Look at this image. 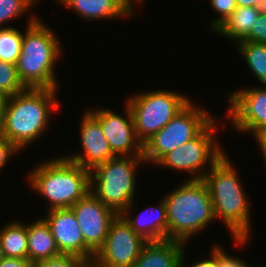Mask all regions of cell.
I'll return each instance as SVG.
<instances>
[{
    "instance_id": "cell-2",
    "label": "cell",
    "mask_w": 266,
    "mask_h": 267,
    "mask_svg": "<svg viewBox=\"0 0 266 267\" xmlns=\"http://www.w3.org/2000/svg\"><path fill=\"white\" fill-rule=\"evenodd\" d=\"M57 93L58 89L27 88L10 96L0 125L1 135L22 153L51 126V114L60 107Z\"/></svg>"
},
{
    "instance_id": "cell-7",
    "label": "cell",
    "mask_w": 266,
    "mask_h": 267,
    "mask_svg": "<svg viewBox=\"0 0 266 267\" xmlns=\"http://www.w3.org/2000/svg\"><path fill=\"white\" fill-rule=\"evenodd\" d=\"M190 101L185 94L167 89L135 93L125 100L132 113L136 136L142 144L160 131Z\"/></svg>"
},
{
    "instance_id": "cell-30",
    "label": "cell",
    "mask_w": 266,
    "mask_h": 267,
    "mask_svg": "<svg viewBox=\"0 0 266 267\" xmlns=\"http://www.w3.org/2000/svg\"><path fill=\"white\" fill-rule=\"evenodd\" d=\"M20 152L12 142H9L3 135H0V171L3 170L10 157L19 155Z\"/></svg>"
},
{
    "instance_id": "cell-25",
    "label": "cell",
    "mask_w": 266,
    "mask_h": 267,
    "mask_svg": "<svg viewBox=\"0 0 266 267\" xmlns=\"http://www.w3.org/2000/svg\"><path fill=\"white\" fill-rule=\"evenodd\" d=\"M26 89L18 76L16 64L0 60V91L10 97Z\"/></svg>"
},
{
    "instance_id": "cell-20",
    "label": "cell",
    "mask_w": 266,
    "mask_h": 267,
    "mask_svg": "<svg viewBox=\"0 0 266 267\" xmlns=\"http://www.w3.org/2000/svg\"><path fill=\"white\" fill-rule=\"evenodd\" d=\"M259 15L255 7H237L213 32L237 44L248 36Z\"/></svg>"
},
{
    "instance_id": "cell-9",
    "label": "cell",
    "mask_w": 266,
    "mask_h": 267,
    "mask_svg": "<svg viewBox=\"0 0 266 267\" xmlns=\"http://www.w3.org/2000/svg\"><path fill=\"white\" fill-rule=\"evenodd\" d=\"M192 100L160 131L143 144L145 163L156 164L164 155L195 138L214 118Z\"/></svg>"
},
{
    "instance_id": "cell-24",
    "label": "cell",
    "mask_w": 266,
    "mask_h": 267,
    "mask_svg": "<svg viewBox=\"0 0 266 267\" xmlns=\"http://www.w3.org/2000/svg\"><path fill=\"white\" fill-rule=\"evenodd\" d=\"M38 0H0V28H9L6 26L14 18H22L26 11H31L33 6L38 4ZM6 23V25H5Z\"/></svg>"
},
{
    "instance_id": "cell-32",
    "label": "cell",
    "mask_w": 266,
    "mask_h": 267,
    "mask_svg": "<svg viewBox=\"0 0 266 267\" xmlns=\"http://www.w3.org/2000/svg\"><path fill=\"white\" fill-rule=\"evenodd\" d=\"M33 263L28 259L3 257L0 267H33Z\"/></svg>"
},
{
    "instance_id": "cell-33",
    "label": "cell",
    "mask_w": 266,
    "mask_h": 267,
    "mask_svg": "<svg viewBox=\"0 0 266 267\" xmlns=\"http://www.w3.org/2000/svg\"><path fill=\"white\" fill-rule=\"evenodd\" d=\"M237 7H255L262 14H266V0H235Z\"/></svg>"
},
{
    "instance_id": "cell-22",
    "label": "cell",
    "mask_w": 266,
    "mask_h": 267,
    "mask_svg": "<svg viewBox=\"0 0 266 267\" xmlns=\"http://www.w3.org/2000/svg\"><path fill=\"white\" fill-rule=\"evenodd\" d=\"M235 46L261 86L266 85V44L240 41Z\"/></svg>"
},
{
    "instance_id": "cell-19",
    "label": "cell",
    "mask_w": 266,
    "mask_h": 267,
    "mask_svg": "<svg viewBox=\"0 0 266 267\" xmlns=\"http://www.w3.org/2000/svg\"><path fill=\"white\" fill-rule=\"evenodd\" d=\"M28 260L34 265L42 260L61 255L46 221L40 219L27 223Z\"/></svg>"
},
{
    "instance_id": "cell-16",
    "label": "cell",
    "mask_w": 266,
    "mask_h": 267,
    "mask_svg": "<svg viewBox=\"0 0 266 267\" xmlns=\"http://www.w3.org/2000/svg\"><path fill=\"white\" fill-rule=\"evenodd\" d=\"M87 21L129 18L135 13L131 0H56Z\"/></svg>"
},
{
    "instance_id": "cell-4",
    "label": "cell",
    "mask_w": 266,
    "mask_h": 267,
    "mask_svg": "<svg viewBox=\"0 0 266 267\" xmlns=\"http://www.w3.org/2000/svg\"><path fill=\"white\" fill-rule=\"evenodd\" d=\"M27 174V184L47 200L46 209L71 208L90 192V170L60 155L42 161Z\"/></svg>"
},
{
    "instance_id": "cell-10",
    "label": "cell",
    "mask_w": 266,
    "mask_h": 267,
    "mask_svg": "<svg viewBox=\"0 0 266 267\" xmlns=\"http://www.w3.org/2000/svg\"><path fill=\"white\" fill-rule=\"evenodd\" d=\"M146 242L119 214L110 224L105 242L93 261L99 267H131Z\"/></svg>"
},
{
    "instance_id": "cell-28",
    "label": "cell",
    "mask_w": 266,
    "mask_h": 267,
    "mask_svg": "<svg viewBox=\"0 0 266 267\" xmlns=\"http://www.w3.org/2000/svg\"><path fill=\"white\" fill-rule=\"evenodd\" d=\"M243 41L266 44V14L260 13L248 36Z\"/></svg>"
},
{
    "instance_id": "cell-37",
    "label": "cell",
    "mask_w": 266,
    "mask_h": 267,
    "mask_svg": "<svg viewBox=\"0 0 266 267\" xmlns=\"http://www.w3.org/2000/svg\"><path fill=\"white\" fill-rule=\"evenodd\" d=\"M134 4H135V6H136V4L138 5V3H139V5L141 4V3H143V1L144 0H131Z\"/></svg>"
},
{
    "instance_id": "cell-3",
    "label": "cell",
    "mask_w": 266,
    "mask_h": 267,
    "mask_svg": "<svg viewBox=\"0 0 266 267\" xmlns=\"http://www.w3.org/2000/svg\"><path fill=\"white\" fill-rule=\"evenodd\" d=\"M29 18L16 63L18 76L26 88L58 89L54 70L56 62L62 57L61 42L37 14L31 13Z\"/></svg>"
},
{
    "instance_id": "cell-14",
    "label": "cell",
    "mask_w": 266,
    "mask_h": 267,
    "mask_svg": "<svg viewBox=\"0 0 266 267\" xmlns=\"http://www.w3.org/2000/svg\"><path fill=\"white\" fill-rule=\"evenodd\" d=\"M43 219L48 224L61 254L75 255L86 261L94 260L95 253L84 243L77 219L71 208L46 211Z\"/></svg>"
},
{
    "instance_id": "cell-27",
    "label": "cell",
    "mask_w": 266,
    "mask_h": 267,
    "mask_svg": "<svg viewBox=\"0 0 266 267\" xmlns=\"http://www.w3.org/2000/svg\"><path fill=\"white\" fill-rule=\"evenodd\" d=\"M85 259L69 254H61L57 257L42 260L35 264L36 267H81Z\"/></svg>"
},
{
    "instance_id": "cell-8",
    "label": "cell",
    "mask_w": 266,
    "mask_h": 267,
    "mask_svg": "<svg viewBox=\"0 0 266 267\" xmlns=\"http://www.w3.org/2000/svg\"><path fill=\"white\" fill-rule=\"evenodd\" d=\"M217 119L215 117L195 138L164 155L155 166H164L173 171L192 175L186 180H201L226 153L216 139L218 136H215L221 127L218 126L220 123Z\"/></svg>"
},
{
    "instance_id": "cell-11",
    "label": "cell",
    "mask_w": 266,
    "mask_h": 267,
    "mask_svg": "<svg viewBox=\"0 0 266 267\" xmlns=\"http://www.w3.org/2000/svg\"><path fill=\"white\" fill-rule=\"evenodd\" d=\"M227 99L228 119L234 130L252 136L266 130V85L231 91Z\"/></svg>"
},
{
    "instance_id": "cell-18",
    "label": "cell",
    "mask_w": 266,
    "mask_h": 267,
    "mask_svg": "<svg viewBox=\"0 0 266 267\" xmlns=\"http://www.w3.org/2000/svg\"><path fill=\"white\" fill-rule=\"evenodd\" d=\"M185 248L178 240L147 241L131 267H181Z\"/></svg>"
},
{
    "instance_id": "cell-21",
    "label": "cell",
    "mask_w": 266,
    "mask_h": 267,
    "mask_svg": "<svg viewBox=\"0 0 266 267\" xmlns=\"http://www.w3.org/2000/svg\"><path fill=\"white\" fill-rule=\"evenodd\" d=\"M0 247L3 257L28 259L27 224L10 221L0 228Z\"/></svg>"
},
{
    "instance_id": "cell-17",
    "label": "cell",
    "mask_w": 266,
    "mask_h": 267,
    "mask_svg": "<svg viewBox=\"0 0 266 267\" xmlns=\"http://www.w3.org/2000/svg\"><path fill=\"white\" fill-rule=\"evenodd\" d=\"M132 204L121 214L131 225L133 231L141 235L146 241H159L168 239V224L166 205L162 198L156 206L143 209L134 217ZM133 215V217L131 216Z\"/></svg>"
},
{
    "instance_id": "cell-23",
    "label": "cell",
    "mask_w": 266,
    "mask_h": 267,
    "mask_svg": "<svg viewBox=\"0 0 266 267\" xmlns=\"http://www.w3.org/2000/svg\"><path fill=\"white\" fill-rule=\"evenodd\" d=\"M23 33L17 27L0 28V60L16 64L21 54Z\"/></svg>"
},
{
    "instance_id": "cell-13",
    "label": "cell",
    "mask_w": 266,
    "mask_h": 267,
    "mask_svg": "<svg viewBox=\"0 0 266 267\" xmlns=\"http://www.w3.org/2000/svg\"><path fill=\"white\" fill-rule=\"evenodd\" d=\"M71 209L76 216L84 243L96 253L103 246L110 224L118 214L91 191Z\"/></svg>"
},
{
    "instance_id": "cell-34",
    "label": "cell",
    "mask_w": 266,
    "mask_h": 267,
    "mask_svg": "<svg viewBox=\"0 0 266 267\" xmlns=\"http://www.w3.org/2000/svg\"><path fill=\"white\" fill-rule=\"evenodd\" d=\"M253 137L256 140L260 151L262 152V157H264V164H266V130L255 134Z\"/></svg>"
},
{
    "instance_id": "cell-5",
    "label": "cell",
    "mask_w": 266,
    "mask_h": 267,
    "mask_svg": "<svg viewBox=\"0 0 266 267\" xmlns=\"http://www.w3.org/2000/svg\"><path fill=\"white\" fill-rule=\"evenodd\" d=\"M163 200L167 212L168 239L187 245L197 233L216 221L211 196L202 179L184 181L163 196Z\"/></svg>"
},
{
    "instance_id": "cell-31",
    "label": "cell",
    "mask_w": 266,
    "mask_h": 267,
    "mask_svg": "<svg viewBox=\"0 0 266 267\" xmlns=\"http://www.w3.org/2000/svg\"><path fill=\"white\" fill-rule=\"evenodd\" d=\"M218 244H214L211 248V251L209 253V258L197 260L195 263L190 264L188 267H219L218 265ZM186 250L184 249L182 260H181V267H185V260L186 258Z\"/></svg>"
},
{
    "instance_id": "cell-26",
    "label": "cell",
    "mask_w": 266,
    "mask_h": 267,
    "mask_svg": "<svg viewBox=\"0 0 266 267\" xmlns=\"http://www.w3.org/2000/svg\"><path fill=\"white\" fill-rule=\"evenodd\" d=\"M211 8L218 13L210 24V30L214 31L219 27L237 8L235 0H209Z\"/></svg>"
},
{
    "instance_id": "cell-29",
    "label": "cell",
    "mask_w": 266,
    "mask_h": 267,
    "mask_svg": "<svg viewBox=\"0 0 266 267\" xmlns=\"http://www.w3.org/2000/svg\"><path fill=\"white\" fill-rule=\"evenodd\" d=\"M223 245L218 246V265L219 267H253L252 265L246 263L244 258H239L236 255H229L227 251L222 247Z\"/></svg>"
},
{
    "instance_id": "cell-38",
    "label": "cell",
    "mask_w": 266,
    "mask_h": 267,
    "mask_svg": "<svg viewBox=\"0 0 266 267\" xmlns=\"http://www.w3.org/2000/svg\"><path fill=\"white\" fill-rule=\"evenodd\" d=\"M3 258V255H2V250H1V247H0V261L2 260Z\"/></svg>"
},
{
    "instance_id": "cell-6",
    "label": "cell",
    "mask_w": 266,
    "mask_h": 267,
    "mask_svg": "<svg viewBox=\"0 0 266 267\" xmlns=\"http://www.w3.org/2000/svg\"><path fill=\"white\" fill-rule=\"evenodd\" d=\"M143 156H116L90 170V191L118 215L135 200L136 172Z\"/></svg>"
},
{
    "instance_id": "cell-15",
    "label": "cell",
    "mask_w": 266,
    "mask_h": 267,
    "mask_svg": "<svg viewBox=\"0 0 266 267\" xmlns=\"http://www.w3.org/2000/svg\"><path fill=\"white\" fill-rule=\"evenodd\" d=\"M80 119V144L79 153L64 154L65 158L77 163L82 168L92 170L95 166L105 163L116 156L112 153L102 131L100 123L87 111Z\"/></svg>"
},
{
    "instance_id": "cell-36",
    "label": "cell",
    "mask_w": 266,
    "mask_h": 267,
    "mask_svg": "<svg viewBox=\"0 0 266 267\" xmlns=\"http://www.w3.org/2000/svg\"><path fill=\"white\" fill-rule=\"evenodd\" d=\"M81 267H99L93 260L86 261Z\"/></svg>"
},
{
    "instance_id": "cell-1",
    "label": "cell",
    "mask_w": 266,
    "mask_h": 267,
    "mask_svg": "<svg viewBox=\"0 0 266 267\" xmlns=\"http://www.w3.org/2000/svg\"><path fill=\"white\" fill-rule=\"evenodd\" d=\"M233 163L225 153L202 178L211 196L215 219H221L235 244L251 240V205ZM248 198V199H247Z\"/></svg>"
},
{
    "instance_id": "cell-12",
    "label": "cell",
    "mask_w": 266,
    "mask_h": 267,
    "mask_svg": "<svg viewBox=\"0 0 266 267\" xmlns=\"http://www.w3.org/2000/svg\"><path fill=\"white\" fill-rule=\"evenodd\" d=\"M124 104L123 115L106 107L87 111L100 123L115 156H143V144L136 136L131 110L127 103Z\"/></svg>"
},
{
    "instance_id": "cell-35",
    "label": "cell",
    "mask_w": 266,
    "mask_h": 267,
    "mask_svg": "<svg viewBox=\"0 0 266 267\" xmlns=\"http://www.w3.org/2000/svg\"><path fill=\"white\" fill-rule=\"evenodd\" d=\"M8 98L9 97L6 94H4L3 92L0 91V125H1V122L3 120L4 111L6 108Z\"/></svg>"
}]
</instances>
